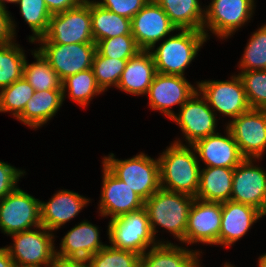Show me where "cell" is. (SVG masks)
I'll return each instance as SVG.
<instances>
[{"mask_svg":"<svg viewBox=\"0 0 266 267\" xmlns=\"http://www.w3.org/2000/svg\"><path fill=\"white\" fill-rule=\"evenodd\" d=\"M198 91L206 99L210 108L219 116L233 120L249 111L243 83L238 74L231 75L230 80H202L197 82Z\"/></svg>","mask_w":266,"mask_h":267,"instance_id":"30bf717a","label":"cell"},{"mask_svg":"<svg viewBox=\"0 0 266 267\" xmlns=\"http://www.w3.org/2000/svg\"><path fill=\"white\" fill-rule=\"evenodd\" d=\"M97 225L83 220L71 228L61 239L60 249L56 248V256L66 258H90L107 244L100 240Z\"/></svg>","mask_w":266,"mask_h":267,"instance_id":"7402d4cb","label":"cell"},{"mask_svg":"<svg viewBox=\"0 0 266 267\" xmlns=\"http://www.w3.org/2000/svg\"><path fill=\"white\" fill-rule=\"evenodd\" d=\"M63 105L62 90L34 91L23 112L16 118L32 129L47 124Z\"/></svg>","mask_w":266,"mask_h":267,"instance_id":"d4e9b609","label":"cell"},{"mask_svg":"<svg viewBox=\"0 0 266 267\" xmlns=\"http://www.w3.org/2000/svg\"><path fill=\"white\" fill-rule=\"evenodd\" d=\"M36 42L95 43L91 26L90 0H83L70 10L53 14L46 34Z\"/></svg>","mask_w":266,"mask_h":267,"instance_id":"ba28073f","label":"cell"},{"mask_svg":"<svg viewBox=\"0 0 266 267\" xmlns=\"http://www.w3.org/2000/svg\"><path fill=\"white\" fill-rule=\"evenodd\" d=\"M238 76L250 108L266 110V70L240 71Z\"/></svg>","mask_w":266,"mask_h":267,"instance_id":"d590c367","label":"cell"},{"mask_svg":"<svg viewBox=\"0 0 266 267\" xmlns=\"http://www.w3.org/2000/svg\"><path fill=\"white\" fill-rule=\"evenodd\" d=\"M224 130H226L224 136L218 132L192 145L196 150L198 161H203L204 167L235 168L245 159L230 131L227 128Z\"/></svg>","mask_w":266,"mask_h":267,"instance_id":"ffe728a7","label":"cell"},{"mask_svg":"<svg viewBox=\"0 0 266 267\" xmlns=\"http://www.w3.org/2000/svg\"><path fill=\"white\" fill-rule=\"evenodd\" d=\"M41 226L40 200L18 186L0 200V230L7 236Z\"/></svg>","mask_w":266,"mask_h":267,"instance_id":"9c48e42d","label":"cell"},{"mask_svg":"<svg viewBox=\"0 0 266 267\" xmlns=\"http://www.w3.org/2000/svg\"><path fill=\"white\" fill-rule=\"evenodd\" d=\"M83 0H44L51 15L70 10L79 5Z\"/></svg>","mask_w":266,"mask_h":267,"instance_id":"b9f144b4","label":"cell"},{"mask_svg":"<svg viewBox=\"0 0 266 267\" xmlns=\"http://www.w3.org/2000/svg\"><path fill=\"white\" fill-rule=\"evenodd\" d=\"M94 42L120 35H132L131 20L111 12L90 0Z\"/></svg>","mask_w":266,"mask_h":267,"instance_id":"83f0119b","label":"cell"},{"mask_svg":"<svg viewBox=\"0 0 266 267\" xmlns=\"http://www.w3.org/2000/svg\"><path fill=\"white\" fill-rule=\"evenodd\" d=\"M222 203L195 198L187 220L183 244H207L219 246Z\"/></svg>","mask_w":266,"mask_h":267,"instance_id":"9a60e30c","label":"cell"},{"mask_svg":"<svg viewBox=\"0 0 266 267\" xmlns=\"http://www.w3.org/2000/svg\"><path fill=\"white\" fill-rule=\"evenodd\" d=\"M234 168L204 167L200 170L197 199L223 203L231 200Z\"/></svg>","mask_w":266,"mask_h":267,"instance_id":"484cf974","label":"cell"},{"mask_svg":"<svg viewBox=\"0 0 266 267\" xmlns=\"http://www.w3.org/2000/svg\"><path fill=\"white\" fill-rule=\"evenodd\" d=\"M177 29L203 31L205 8L200 0H154Z\"/></svg>","mask_w":266,"mask_h":267,"instance_id":"4316f807","label":"cell"},{"mask_svg":"<svg viewBox=\"0 0 266 267\" xmlns=\"http://www.w3.org/2000/svg\"><path fill=\"white\" fill-rule=\"evenodd\" d=\"M248 41L238 68L240 71L266 70V23L258 27Z\"/></svg>","mask_w":266,"mask_h":267,"instance_id":"836d02e7","label":"cell"},{"mask_svg":"<svg viewBox=\"0 0 266 267\" xmlns=\"http://www.w3.org/2000/svg\"><path fill=\"white\" fill-rule=\"evenodd\" d=\"M225 125L244 158L262 159L266 151V110L250 109Z\"/></svg>","mask_w":266,"mask_h":267,"instance_id":"4fadbf2b","label":"cell"},{"mask_svg":"<svg viewBox=\"0 0 266 267\" xmlns=\"http://www.w3.org/2000/svg\"><path fill=\"white\" fill-rule=\"evenodd\" d=\"M157 70L150 51L141 50L127 60L125 69L117 85V89L135 96L146 95Z\"/></svg>","mask_w":266,"mask_h":267,"instance_id":"603a6c76","label":"cell"},{"mask_svg":"<svg viewBox=\"0 0 266 267\" xmlns=\"http://www.w3.org/2000/svg\"><path fill=\"white\" fill-rule=\"evenodd\" d=\"M31 53L35 62L28 63L25 59L23 77L34 88V91L62 90V81L47 60L37 49L32 50Z\"/></svg>","mask_w":266,"mask_h":267,"instance_id":"f546056e","label":"cell"},{"mask_svg":"<svg viewBox=\"0 0 266 267\" xmlns=\"http://www.w3.org/2000/svg\"><path fill=\"white\" fill-rule=\"evenodd\" d=\"M131 31L139 48L149 51L178 29L170 22L163 8L154 0H149L131 19Z\"/></svg>","mask_w":266,"mask_h":267,"instance_id":"e0dca14e","label":"cell"},{"mask_svg":"<svg viewBox=\"0 0 266 267\" xmlns=\"http://www.w3.org/2000/svg\"><path fill=\"white\" fill-rule=\"evenodd\" d=\"M257 262H258V267H266V253L261 254Z\"/></svg>","mask_w":266,"mask_h":267,"instance_id":"f6af8a7d","label":"cell"},{"mask_svg":"<svg viewBox=\"0 0 266 267\" xmlns=\"http://www.w3.org/2000/svg\"><path fill=\"white\" fill-rule=\"evenodd\" d=\"M51 267H91L89 258L55 257Z\"/></svg>","mask_w":266,"mask_h":267,"instance_id":"7bdbcfd3","label":"cell"},{"mask_svg":"<svg viewBox=\"0 0 266 267\" xmlns=\"http://www.w3.org/2000/svg\"><path fill=\"white\" fill-rule=\"evenodd\" d=\"M195 197L188 194L168 191L160 188L149 199L144 201V208L149 217L152 233L158 243H172L158 240L157 226L173 235L183 244L189 211Z\"/></svg>","mask_w":266,"mask_h":267,"instance_id":"7a4b0ae2","label":"cell"},{"mask_svg":"<svg viewBox=\"0 0 266 267\" xmlns=\"http://www.w3.org/2000/svg\"><path fill=\"white\" fill-rule=\"evenodd\" d=\"M127 60L105 57L96 50L91 68L103 92L113 86L117 87Z\"/></svg>","mask_w":266,"mask_h":267,"instance_id":"e575fe53","label":"cell"},{"mask_svg":"<svg viewBox=\"0 0 266 267\" xmlns=\"http://www.w3.org/2000/svg\"><path fill=\"white\" fill-rule=\"evenodd\" d=\"M63 101L66 96L81 107L90 104L93 97L103 93L98 86L92 68L68 76L62 81ZM66 92L68 94H66Z\"/></svg>","mask_w":266,"mask_h":267,"instance_id":"f1b7e54d","label":"cell"},{"mask_svg":"<svg viewBox=\"0 0 266 267\" xmlns=\"http://www.w3.org/2000/svg\"><path fill=\"white\" fill-rule=\"evenodd\" d=\"M178 111L171 120L181 128L186 145L192 146L198 140L218 133V115L198 90Z\"/></svg>","mask_w":266,"mask_h":267,"instance_id":"7c38bea8","label":"cell"},{"mask_svg":"<svg viewBox=\"0 0 266 267\" xmlns=\"http://www.w3.org/2000/svg\"><path fill=\"white\" fill-rule=\"evenodd\" d=\"M96 50L102 56L116 59H129L141 51L133 35H120L100 40L96 43Z\"/></svg>","mask_w":266,"mask_h":267,"instance_id":"74e56055","label":"cell"},{"mask_svg":"<svg viewBox=\"0 0 266 267\" xmlns=\"http://www.w3.org/2000/svg\"><path fill=\"white\" fill-rule=\"evenodd\" d=\"M90 199L67 189L58 190L47 202L40 200L41 225L51 232L62 228L90 203Z\"/></svg>","mask_w":266,"mask_h":267,"instance_id":"d6986e66","label":"cell"},{"mask_svg":"<svg viewBox=\"0 0 266 267\" xmlns=\"http://www.w3.org/2000/svg\"><path fill=\"white\" fill-rule=\"evenodd\" d=\"M205 8L203 32L210 39L211 31L219 39H228L250 22L256 7L255 0H211Z\"/></svg>","mask_w":266,"mask_h":267,"instance_id":"52a82bcc","label":"cell"},{"mask_svg":"<svg viewBox=\"0 0 266 267\" xmlns=\"http://www.w3.org/2000/svg\"><path fill=\"white\" fill-rule=\"evenodd\" d=\"M36 48L56 71L61 81L92 67L96 43L54 44L36 42Z\"/></svg>","mask_w":266,"mask_h":267,"instance_id":"8fae6325","label":"cell"},{"mask_svg":"<svg viewBox=\"0 0 266 267\" xmlns=\"http://www.w3.org/2000/svg\"><path fill=\"white\" fill-rule=\"evenodd\" d=\"M20 15L28 24L33 34L29 35V42H35L42 38L48 29L51 13L44 0H19Z\"/></svg>","mask_w":266,"mask_h":267,"instance_id":"1f68e13d","label":"cell"},{"mask_svg":"<svg viewBox=\"0 0 266 267\" xmlns=\"http://www.w3.org/2000/svg\"><path fill=\"white\" fill-rule=\"evenodd\" d=\"M34 94V88L22 77L0 90V113L10 112L17 118Z\"/></svg>","mask_w":266,"mask_h":267,"instance_id":"d6a6232c","label":"cell"},{"mask_svg":"<svg viewBox=\"0 0 266 267\" xmlns=\"http://www.w3.org/2000/svg\"><path fill=\"white\" fill-rule=\"evenodd\" d=\"M0 267H15L14 261L5 246L0 247Z\"/></svg>","mask_w":266,"mask_h":267,"instance_id":"ee69618b","label":"cell"},{"mask_svg":"<svg viewBox=\"0 0 266 267\" xmlns=\"http://www.w3.org/2000/svg\"><path fill=\"white\" fill-rule=\"evenodd\" d=\"M163 42L149 51L152 53L157 73L185 77V69L197 56L199 49L207 41L203 31L178 29Z\"/></svg>","mask_w":266,"mask_h":267,"instance_id":"3957f363","label":"cell"},{"mask_svg":"<svg viewBox=\"0 0 266 267\" xmlns=\"http://www.w3.org/2000/svg\"><path fill=\"white\" fill-rule=\"evenodd\" d=\"M102 173V190L98 204L99 216H109L113 219L144 207V200L118 179L103 163Z\"/></svg>","mask_w":266,"mask_h":267,"instance_id":"ac0fdd59","label":"cell"},{"mask_svg":"<svg viewBox=\"0 0 266 267\" xmlns=\"http://www.w3.org/2000/svg\"><path fill=\"white\" fill-rule=\"evenodd\" d=\"M257 160L245 158L234 168L231 201L250 205L265 216L266 171L253 163Z\"/></svg>","mask_w":266,"mask_h":267,"instance_id":"5bb4252c","label":"cell"},{"mask_svg":"<svg viewBox=\"0 0 266 267\" xmlns=\"http://www.w3.org/2000/svg\"><path fill=\"white\" fill-rule=\"evenodd\" d=\"M177 139L158 157L160 187L196 197L202 166L195 148Z\"/></svg>","mask_w":266,"mask_h":267,"instance_id":"6da1fadb","label":"cell"},{"mask_svg":"<svg viewBox=\"0 0 266 267\" xmlns=\"http://www.w3.org/2000/svg\"><path fill=\"white\" fill-rule=\"evenodd\" d=\"M222 267H236L235 265L233 266L231 263L229 262H225L224 265Z\"/></svg>","mask_w":266,"mask_h":267,"instance_id":"7dc6e473","label":"cell"},{"mask_svg":"<svg viewBox=\"0 0 266 267\" xmlns=\"http://www.w3.org/2000/svg\"><path fill=\"white\" fill-rule=\"evenodd\" d=\"M107 227L108 240L110 246L114 248L130 250L143 255L158 244L144 207L138 211L110 219Z\"/></svg>","mask_w":266,"mask_h":267,"instance_id":"8992f818","label":"cell"},{"mask_svg":"<svg viewBox=\"0 0 266 267\" xmlns=\"http://www.w3.org/2000/svg\"><path fill=\"white\" fill-rule=\"evenodd\" d=\"M149 0H94L101 7L120 16L132 19Z\"/></svg>","mask_w":266,"mask_h":267,"instance_id":"f35d334b","label":"cell"},{"mask_svg":"<svg viewBox=\"0 0 266 267\" xmlns=\"http://www.w3.org/2000/svg\"><path fill=\"white\" fill-rule=\"evenodd\" d=\"M140 256L138 253L117 249L106 245L89 260L91 267H139Z\"/></svg>","mask_w":266,"mask_h":267,"instance_id":"8d00e7d4","label":"cell"},{"mask_svg":"<svg viewBox=\"0 0 266 267\" xmlns=\"http://www.w3.org/2000/svg\"><path fill=\"white\" fill-rule=\"evenodd\" d=\"M102 163L144 201L161 188L158 158L140 152L122 160L110 153L103 157Z\"/></svg>","mask_w":266,"mask_h":267,"instance_id":"277c9868","label":"cell"},{"mask_svg":"<svg viewBox=\"0 0 266 267\" xmlns=\"http://www.w3.org/2000/svg\"><path fill=\"white\" fill-rule=\"evenodd\" d=\"M182 246L158 243L140 256L139 267H203L202 251Z\"/></svg>","mask_w":266,"mask_h":267,"instance_id":"cb8c5ba5","label":"cell"},{"mask_svg":"<svg viewBox=\"0 0 266 267\" xmlns=\"http://www.w3.org/2000/svg\"><path fill=\"white\" fill-rule=\"evenodd\" d=\"M194 86L184 76L157 73L146 94L149 107L171 119L175 115L171 107L179 105L181 108L197 92V82Z\"/></svg>","mask_w":266,"mask_h":267,"instance_id":"2e32d148","label":"cell"},{"mask_svg":"<svg viewBox=\"0 0 266 267\" xmlns=\"http://www.w3.org/2000/svg\"><path fill=\"white\" fill-rule=\"evenodd\" d=\"M13 239L6 248L15 267H51L56 257L54 233L44 226L9 235Z\"/></svg>","mask_w":266,"mask_h":267,"instance_id":"5b68a950","label":"cell"},{"mask_svg":"<svg viewBox=\"0 0 266 267\" xmlns=\"http://www.w3.org/2000/svg\"><path fill=\"white\" fill-rule=\"evenodd\" d=\"M262 217L265 216L250 205L231 200L223 202L219 245L231 248Z\"/></svg>","mask_w":266,"mask_h":267,"instance_id":"44dd1931","label":"cell"},{"mask_svg":"<svg viewBox=\"0 0 266 267\" xmlns=\"http://www.w3.org/2000/svg\"><path fill=\"white\" fill-rule=\"evenodd\" d=\"M26 171L0 160V200L17 187Z\"/></svg>","mask_w":266,"mask_h":267,"instance_id":"ab89813d","label":"cell"},{"mask_svg":"<svg viewBox=\"0 0 266 267\" xmlns=\"http://www.w3.org/2000/svg\"><path fill=\"white\" fill-rule=\"evenodd\" d=\"M19 0H0V7L7 9L6 4L5 3H13V4H17Z\"/></svg>","mask_w":266,"mask_h":267,"instance_id":"bcb514c9","label":"cell"},{"mask_svg":"<svg viewBox=\"0 0 266 267\" xmlns=\"http://www.w3.org/2000/svg\"><path fill=\"white\" fill-rule=\"evenodd\" d=\"M16 40L0 45V90L23 77L25 50Z\"/></svg>","mask_w":266,"mask_h":267,"instance_id":"4dcf8cb0","label":"cell"},{"mask_svg":"<svg viewBox=\"0 0 266 267\" xmlns=\"http://www.w3.org/2000/svg\"><path fill=\"white\" fill-rule=\"evenodd\" d=\"M10 11L0 7V45L14 41L17 35L16 24Z\"/></svg>","mask_w":266,"mask_h":267,"instance_id":"60d3db41","label":"cell"}]
</instances>
